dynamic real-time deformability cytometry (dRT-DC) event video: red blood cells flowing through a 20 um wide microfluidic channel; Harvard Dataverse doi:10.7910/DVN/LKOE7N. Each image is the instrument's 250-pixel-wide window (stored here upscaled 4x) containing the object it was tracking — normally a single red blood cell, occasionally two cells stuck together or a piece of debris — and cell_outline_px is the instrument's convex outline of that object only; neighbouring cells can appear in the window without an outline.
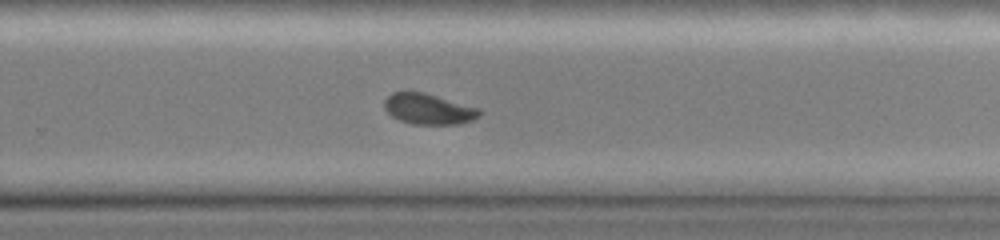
{"species": "common noctule bat (a hibernating species)", "species_latin": "Nyctalus noctula", "temperature_condition": "cold", "stored_images_in_passage": 13, "camera_frame_rate_fps": 3000, "um_per_image_px": 0.085, "animal": {"sex": "female", "body_mass_g": 19.0, "forearm_length_mm": 51.5}, "frame": {"image": 1, "passage_image": 8, "time_ms": 6.667, "image_size_px": [1000, 240], "cell_outline_px": [[480, 116], [472, 120], [460, 124], [412, 124], [400, 120], [392, 116], [384, 108], [384, 100], [392, 92], [424, 92], [480, 108]], "centroid_in_image_um": [36.43, 9.26], "position_along_channel_um": 293.4, "area_um2": 16.99}}
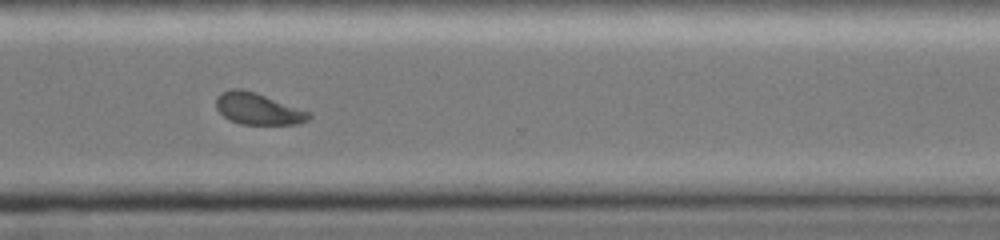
{"frame": {"image": 2, "passage_image": 10, "time_ms": 8.0, "image_size_px": [1000, 240], "cell_outline_px": [[312, 116], [308, 120], [296, 124], [240, 124], [224, 116], [216, 108], [216, 96], [220, 92], [232, 88], [240, 88], [312, 112]], "centroid_in_image_um": [21.92, 9.25], "position_along_channel_um": 348.7, "area_um2": 16.88}}
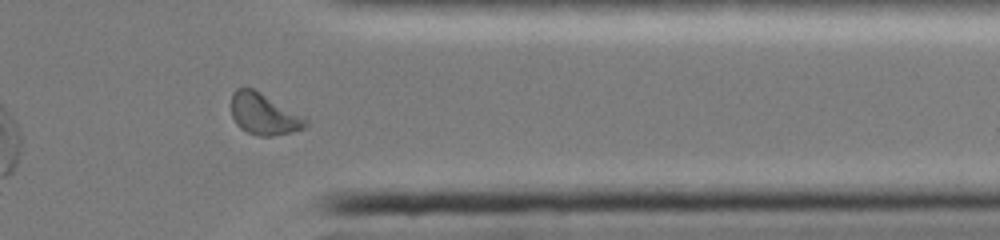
{"frame": {"image": 3, "passage_image": 11, "time_ms": 9.0, "image_size_px": [1000, 240], "cell_outline_px": [[308, 124], [304, 128], [292, 132], [272, 136], [260, 136], [248, 132], [240, 128], [236, 124], [232, 116], [232, 92], [236, 88], [252, 88], [260, 92], [304, 116], [308, 120]], "centroid_in_image_um": [22.44, 9.7], "position_along_channel_um": 389.0, "area_um2": 17.86}}